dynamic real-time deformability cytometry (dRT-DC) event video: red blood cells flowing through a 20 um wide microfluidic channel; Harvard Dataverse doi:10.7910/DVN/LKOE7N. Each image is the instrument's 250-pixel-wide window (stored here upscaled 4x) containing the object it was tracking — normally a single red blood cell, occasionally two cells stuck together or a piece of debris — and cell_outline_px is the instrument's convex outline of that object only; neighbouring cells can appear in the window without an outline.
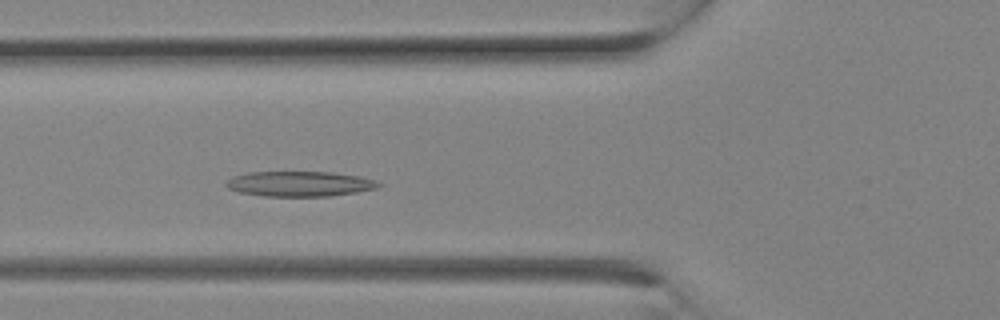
{"species": "Egyptian fruit bat (a non-hibernating species)", "species_latin": "Rousettus aegyptiacus", "temperature_condition": "room temperature", "stored_images_in_passage": 10, "camera_frame_rate_fps": 3000, "um_per_image_px": 0.085, "animal": {"sex": "female"}, "frame": {"image": 1, "passage_image": 7, "time_ms": 2.0, "image_size_px": [1000, 320], "cell_outline_px": [[380, 184], [376, 188], [356, 192], [328, 196], [264, 196], [240, 192], [228, 188], [224, 184], [232, 176], [248, 172], [332, 172], [360, 176], [376, 180]], "centroid_in_image_um": [25.45, 15.62], "position_along_channel_um": 100.4, "area_um2": 22.25}}
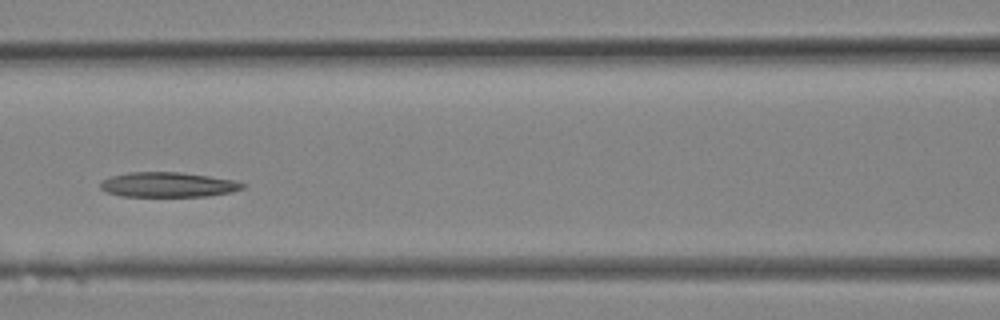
{"frame": {"image": 2, "passage_image": 9, "time_ms": 2.667, "image_size_px": [1000, 320], "cell_outline_px": [[248, 184], [244, 188], [232, 192], [208, 196], [120, 196], [104, 192], [100, 188], [100, 180], [112, 176], [128, 172], [180, 172], [236, 180]], "centroid_in_image_um": [14.28, 15.7], "position_along_channel_um": 152.3, "area_um2": 20.87}}